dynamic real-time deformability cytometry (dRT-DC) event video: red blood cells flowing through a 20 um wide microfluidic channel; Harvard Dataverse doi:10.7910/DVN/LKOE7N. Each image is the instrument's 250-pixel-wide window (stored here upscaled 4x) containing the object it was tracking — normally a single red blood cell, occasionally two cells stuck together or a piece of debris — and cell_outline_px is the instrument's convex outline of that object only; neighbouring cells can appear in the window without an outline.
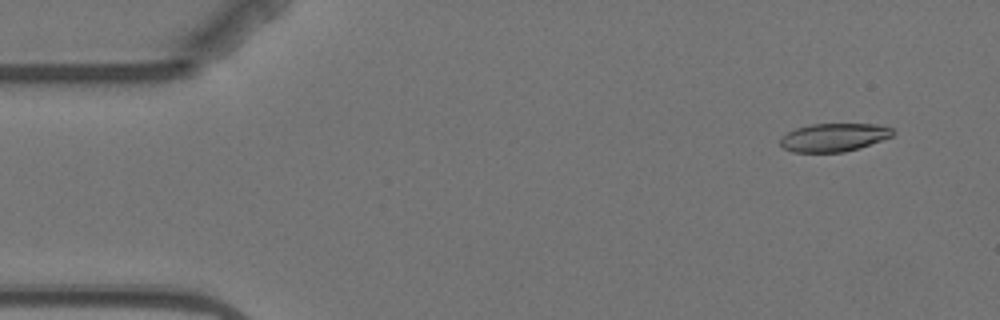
{"species": "Egyptian fruit bat (a non-hibernating species)", "species_latin": "Rousettus aegyptiacus", "temperature_condition": "warm", "stored_images_in_passage": 6, "camera_frame_rate_fps": 3000, "um_per_image_px": 0.085, "animal": {"sex": "female"}, "frame": {"image": 1, "passage_image": 2, "time_ms": 1.0, "image_size_px": [1000, 320], "cell_outline_px": [[896, 132], [892, 136], [860, 148], [844, 152], [792, 152], [784, 148], [780, 144], [780, 140], [788, 132], [796, 128], [812, 124], [876, 124], [892, 128]], "centroid_in_image_um": [70.9, 11.68], "position_along_channel_um": 14.1, "area_um2": 18.44}}